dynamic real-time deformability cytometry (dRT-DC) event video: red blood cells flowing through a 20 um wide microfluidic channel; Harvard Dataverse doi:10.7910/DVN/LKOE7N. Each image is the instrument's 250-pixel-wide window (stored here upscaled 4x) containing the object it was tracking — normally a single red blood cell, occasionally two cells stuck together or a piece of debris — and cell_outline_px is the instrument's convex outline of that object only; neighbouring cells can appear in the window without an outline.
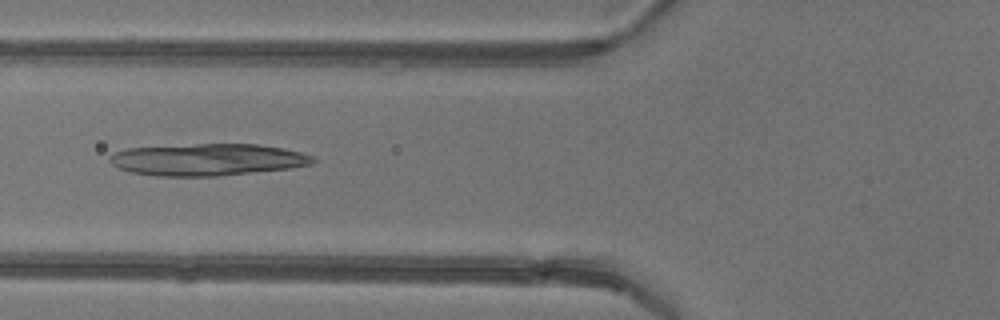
{"species": "common noctule bat (a hibernating species)", "species_latin": "Nyctalus noctula", "temperature_condition": "warm", "stored_images_in_passage": 5, "camera_frame_rate_fps": 3000, "um_per_image_px": 0.085, "animal": {"sex": "female"}, "frame": {"image": 1, "passage_image": 5, "time_ms": 5.667, "image_size_px": [1000, 320], "cell_outline_px": [[316, 160], [312, 164], [288, 168], [216, 176], [156, 176], [132, 172], [120, 168], [112, 164], [108, 160], [108, 156], [116, 152], [128, 148], [196, 144], [256, 144], [284, 148], [300, 152], [312, 156]], "centroid_in_image_um": [17.62, 13.56], "position_along_channel_um": 108.2, "area_um2": 37.57}}